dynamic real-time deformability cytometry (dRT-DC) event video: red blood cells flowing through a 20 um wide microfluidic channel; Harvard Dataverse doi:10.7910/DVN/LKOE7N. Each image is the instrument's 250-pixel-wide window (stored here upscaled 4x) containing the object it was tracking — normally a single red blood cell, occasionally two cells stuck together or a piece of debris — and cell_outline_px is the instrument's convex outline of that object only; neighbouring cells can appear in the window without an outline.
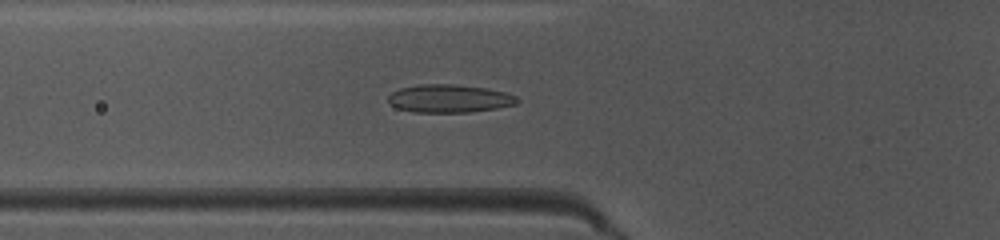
{"species": "common noctule bat (a hibernating species)", "species_latin": "Nyctalus noctula", "temperature_condition": "warm", "stored_images_in_passage": 44, "camera_frame_rate_fps": 3000, "um_per_image_px": 0.085, "animal": {"sex": "female", "body_mass_g": 10.0, "forearm_length_mm": 53.1}, "frame": {"image": 1, "passage_image": 12, "time_ms": 3.667, "image_size_px": [1000, 240], "cell_outline_px": [[520, 100], [516, 104], [496, 108], [468, 112], [412, 112], [396, 108], [388, 100], [388, 96], [392, 92], [400, 88], [420, 84], [452, 84], [484, 88], [504, 92], [516, 96]], "centroid_in_image_um": [38.17, 8.38], "position_along_channel_um": 87.6, "area_um2": 20.92}}
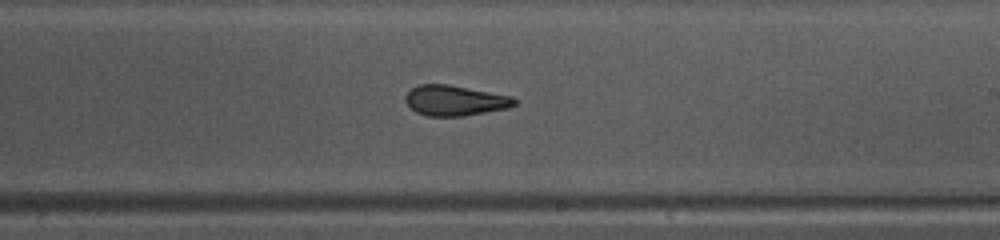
{"frame": {"image": 2, "passage_image": 24, "time_ms": 7.667, "image_size_px": [1000, 240], "cell_outline_px": [[516, 104], [508, 108], [464, 116], [428, 116], [416, 112], [404, 100], [404, 96], [416, 84], [448, 84], [512, 96], [516, 100]], "centroid_in_image_um": [38.65, 8.54], "position_along_channel_um": 250.3, "area_um2": 19.31}}
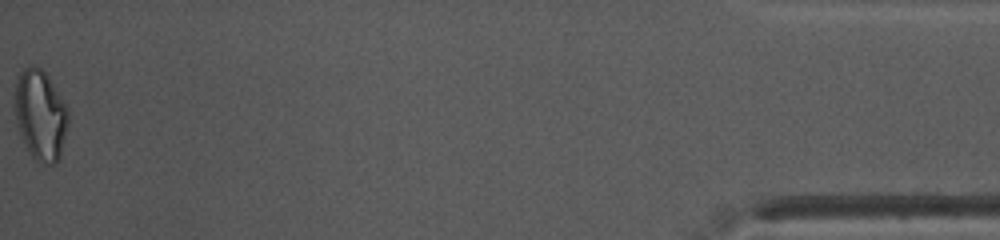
{"frame": {"image": 3, "passage_image": 44, "time_ms": 14.333, "image_size_px": [1000, 240], "cell_outline_px": [[68, 124], [60, 156], [56, 164], [44, 164], [36, 160], [28, 152], [16, 124], [16, 76], [24, 68], [40, 68], [48, 76], [68, 108]], "centroid_in_image_um": [3.45, 9.81], "position_along_channel_um": 431.8, "area_um2": 27.8}, "authors_computed_cell_mechanics": {"area_um2": 19.9988, "velocity_mm_per_s": 4.0437, "shape_relaxation_time_tau1_ms": 5.8903, "shape_relaxation_time_tau2_ms": 1.5983, "deformation_change_tau1": 0.1438, "deformation_change_tau2": 0.0678}}